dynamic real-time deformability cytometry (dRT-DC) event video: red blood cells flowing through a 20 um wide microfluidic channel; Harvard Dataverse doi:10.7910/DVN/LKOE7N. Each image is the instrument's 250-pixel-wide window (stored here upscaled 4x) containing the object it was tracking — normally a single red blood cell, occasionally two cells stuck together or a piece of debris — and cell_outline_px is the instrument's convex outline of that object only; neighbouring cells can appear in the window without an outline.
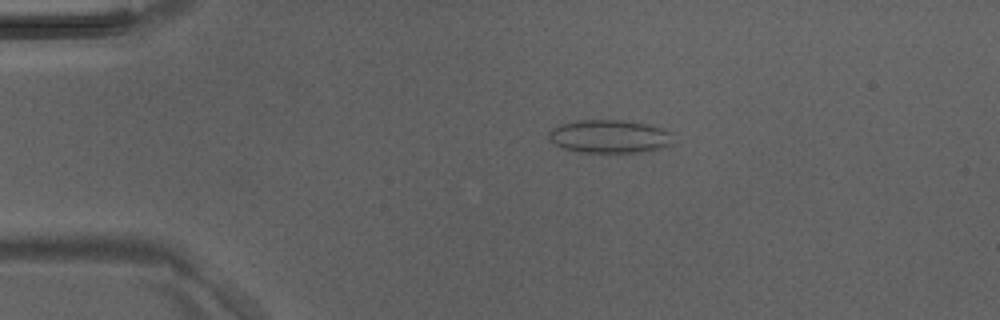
{"species": "Egyptian fruit bat (a non-hibernating species)", "species_latin": "Rousettus aegyptiacus", "temperature_condition": "room temperature", "stored_images_in_passage": 45, "camera_frame_rate_fps": 3000, "um_per_image_px": 0.085, "animal": {"sex": "male"}, "frame": {"image": 1, "passage_image": 9, "time_ms": 2.667, "image_size_px": [1000, 320], "cell_outline_px": [[672, 144], [660, 148], [640, 152], [580, 152], [564, 148], [556, 144], [548, 136], [548, 132], [552, 128], [560, 124], [576, 120], [624, 120], [648, 124], [664, 128], [672, 132]], "centroid_in_image_um": [51.83, 11.58], "position_along_channel_um": 33.2, "area_um2": 24.1}}
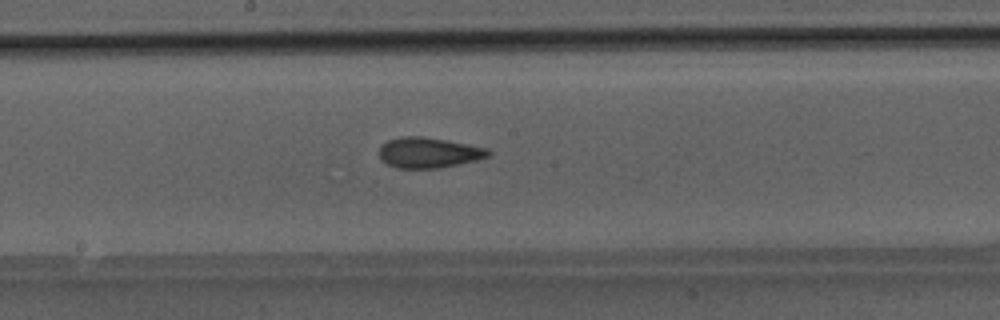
{"frame": {"image": 2, "passage_image": 24, "time_ms": 7.667, "image_size_px": [1000, 320], "cell_outline_px": [[492, 156], [476, 160], [440, 168], [396, 168], [388, 164], [380, 156], [380, 148], [388, 140], [404, 136], [424, 136], [468, 144], [488, 148], [492, 152]], "centroid_in_image_um": [36.5, 12.97], "position_along_channel_um": 211.7, "area_um2": 19.31}}
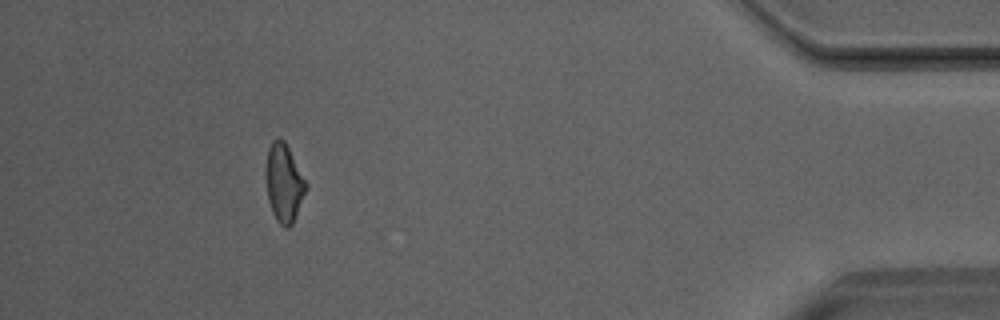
{"frame": {"image": 3, "passage_image": 41, "time_ms": 13.333, "image_size_px": [1000, 320], "cell_outline_px": [[308, 188], [292, 224], [288, 228], [284, 228], [276, 220], [272, 212], [268, 200], [264, 176], [264, 168], [268, 148], [272, 140], [284, 140], [308, 184]], "centroid_in_image_um": [24.11, 15.57], "position_along_channel_um": 411.1, "area_um2": 18.55}}